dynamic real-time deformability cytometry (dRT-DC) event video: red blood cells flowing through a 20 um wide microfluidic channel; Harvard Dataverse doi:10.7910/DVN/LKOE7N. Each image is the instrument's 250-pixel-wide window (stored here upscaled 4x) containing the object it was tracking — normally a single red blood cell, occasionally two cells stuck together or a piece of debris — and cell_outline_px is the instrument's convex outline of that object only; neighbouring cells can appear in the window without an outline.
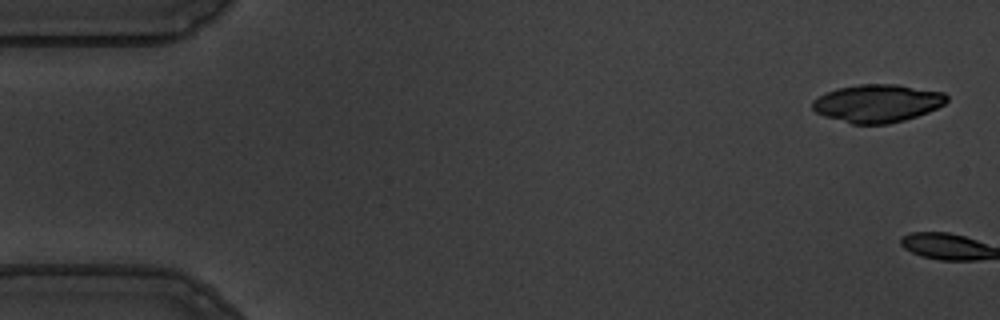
{"species": "common noctule bat (a hibernating species)", "species_latin": "Nyctalus noctula", "temperature_condition": "warm", "stored_images_in_passage": 2, "camera_frame_rate_fps": 3000, "um_per_image_px": 0.085, "animal": {"sex": "male", "body_mass_g": 19.5, "forearm_length_mm": 54.6}, "frame": {"image": 1, "passage_image": 1, "time_ms": 0.0, "image_size_px": [1000, 320], "cell_outline_px": [[948, 100], [944, 104], [928, 112], [904, 120], [888, 124], [852, 124], [824, 116], [816, 112], [812, 108], [812, 100], [836, 88], [860, 84], [896, 84], [944, 92], [948, 96]], "centroid_in_image_um": [74.58, 8.78], "position_along_channel_um": 10.4, "area_um2": 29.65}}